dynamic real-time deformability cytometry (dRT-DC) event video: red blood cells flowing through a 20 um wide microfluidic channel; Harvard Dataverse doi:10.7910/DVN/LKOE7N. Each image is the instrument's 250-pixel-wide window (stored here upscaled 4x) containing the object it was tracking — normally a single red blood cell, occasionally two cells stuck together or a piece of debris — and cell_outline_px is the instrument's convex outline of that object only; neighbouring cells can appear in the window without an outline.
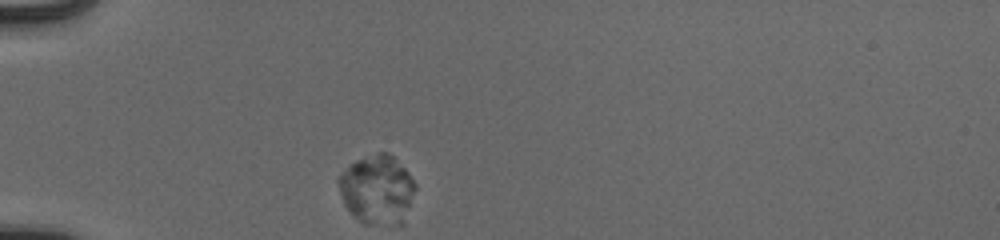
{"species": "human", "species_latin": "Homo sapiens", "temperature_condition": "cold", "stored_images_in_passage": 39, "camera_frame_rate_fps": 3000, "um_per_image_px": 0.085, "donor": {"sex": "male"}, "frame": {"image": 1, "passage_image": 1, "time_ms": 0.0, "image_size_px": [1000, 240], "cell_outline_px": [[416, 188], [408, 204], [368, 224], [364, 224], [352, 216], [344, 204], [336, 180], [348, 164], [356, 160], [376, 152], [388, 152], [408, 172], [416, 184]], "centroid_in_image_um": [31.89, 15.88], "position_along_channel_um": 53.1, "area_um2": 28.26}}